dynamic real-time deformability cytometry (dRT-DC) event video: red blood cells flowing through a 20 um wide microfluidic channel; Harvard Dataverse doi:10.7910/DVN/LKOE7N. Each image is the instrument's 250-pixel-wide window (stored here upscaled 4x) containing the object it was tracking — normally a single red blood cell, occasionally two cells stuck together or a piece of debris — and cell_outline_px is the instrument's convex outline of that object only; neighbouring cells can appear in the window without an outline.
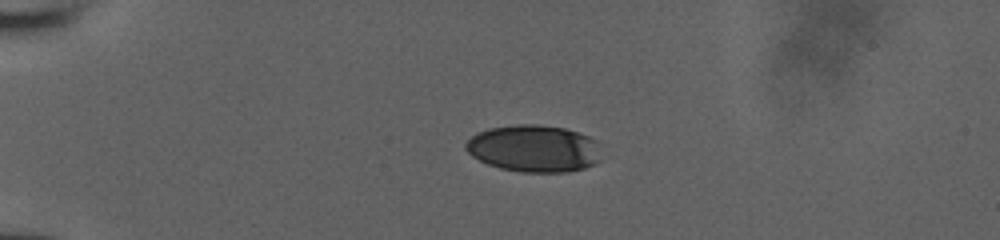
{"species": "human", "species_latin": "Homo sapiens", "temperature_condition": "room temperature", "stored_images_in_passage": 39, "camera_frame_rate_fps": 3000, "um_per_image_px": 0.085, "donor": {"sex": "male"}, "frame": {"image": 1, "passage_image": 1, "time_ms": 0.0, "image_size_px": [1000, 240], "cell_outline_px": [[600, 160], [596, 164], [584, 168], [568, 172], [520, 172], [500, 168], [488, 164], [472, 156], [464, 148], [464, 144], [476, 132], [488, 128], [516, 124], [536, 124], [564, 128], [588, 136], [596, 140]], "centroid_in_image_um": [45.36, 12.62], "position_along_channel_um": 39.6, "area_um2": 37.28}}
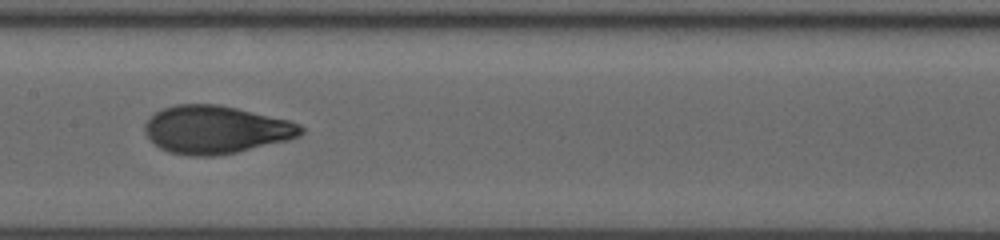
{"frame": {"image": 2, "passage_image": 16, "time_ms": 5.0, "image_size_px": [1000, 240], "cell_outline_px": [[304, 132], [288, 140], [236, 152], [216, 156], [192, 156], [168, 152], [160, 148], [144, 132], [144, 124], [160, 108], [176, 104], [220, 104], [288, 120], [300, 124], [304, 128]], "centroid_in_image_um": [18.33, 11.01], "position_along_channel_um": 189.1, "area_um2": 43.47}}
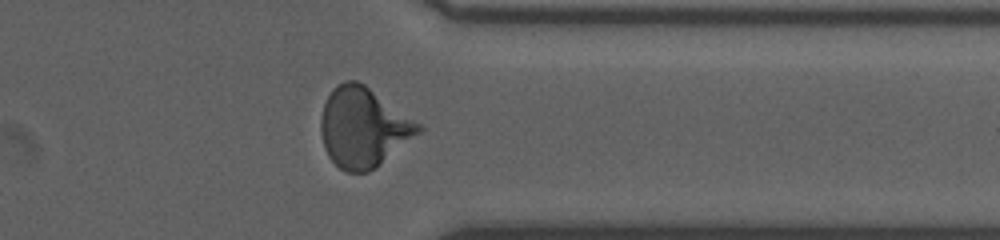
{"frame": {"image": 3, "passage_image": 30, "time_ms": 9.667, "image_size_px": [1000, 240], "cell_outline_px": [[424, 128], [420, 132], [376, 168], [368, 172], [344, 172], [328, 156], [324, 148], [320, 132], [320, 120], [324, 104], [332, 88], [336, 84], [344, 80], [356, 80], [364, 84], [420, 124]], "centroid_in_image_um": [30.84, 10.83], "position_along_channel_um": 380.6, "area_um2": 45.08}}